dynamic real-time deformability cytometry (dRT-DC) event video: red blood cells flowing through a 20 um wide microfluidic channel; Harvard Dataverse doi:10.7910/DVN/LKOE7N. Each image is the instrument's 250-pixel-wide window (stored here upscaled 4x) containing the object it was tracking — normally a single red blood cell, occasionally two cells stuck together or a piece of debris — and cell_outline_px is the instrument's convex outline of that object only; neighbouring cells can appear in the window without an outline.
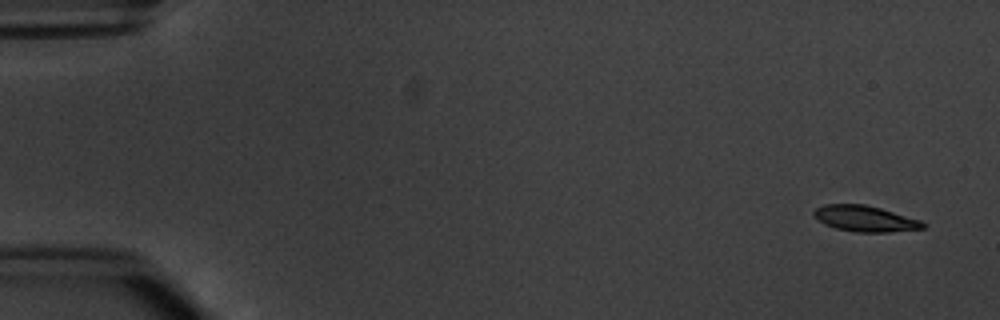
{"species": "common noctule bat (a hibernating species)", "species_latin": "Nyctalus noctula", "temperature_condition": "warm", "stored_images_in_passage": 5, "segment_of_instrument_passage": [1, 2], "camera_frame_rate_fps": 3000, "um_per_image_px": 0.085, "animal": {"sex": "male", "body_mass_g": 20.1, "forearm_length_mm": 53.5}, "frame": {"image": 1, "passage_image": 1, "time_ms": 0.0, "image_size_px": [1000, 320], "cell_outline_px": [[928, 224], [924, 228], [888, 232], [856, 232], [836, 228], [824, 224], [812, 212], [816, 208], [824, 204], [864, 204], [880, 208], [920, 220]], "centroid_in_image_um": [73.54, 18.58], "position_along_channel_um": 11.5, "area_um2": 16.3}}